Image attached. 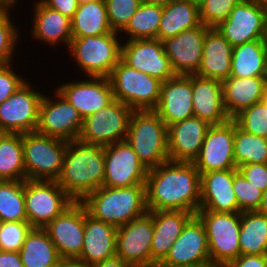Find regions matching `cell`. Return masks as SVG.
<instances>
[{
	"label": "cell",
	"instance_id": "39",
	"mask_svg": "<svg viewBox=\"0 0 267 267\" xmlns=\"http://www.w3.org/2000/svg\"><path fill=\"white\" fill-rule=\"evenodd\" d=\"M25 180L0 181V219L2 222L28 221L24 203Z\"/></svg>",
	"mask_w": 267,
	"mask_h": 267
},
{
	"label": "cell",
	"instance_id": "19",
	"mask_svg": "<svg viewBox=\"0 0 267 267\" xmlns=\"http://www.w3.org/2000/svg\"><path fill=\"white\" fill-rule=\"evenodd\" d=\"M121 60L129 67L162 82L176 76L165 54L163 42L158 39L123 41Z\"/></svg>",
	"mask_w": 267,
	"mask_h": 267
},
{
	"label": "cell",
	"instance_id": "61",
	"mask_svg": "<svg viewBox=\"0 0 267 267\" xmlns=\"http://www.w3.org/2000/svg\"><path fill=\"white\" fill-rule=\"evenodd\" d=\"M267 7V0H256Z\"/></svg>",
	"mask_w": 267,
	"mask_h": 267
},
{
	"label": "cell",
	"instance_id": "41",
	"mask_svg": "<svg viewBox=\"0 0 267 267\" xmlns=\"http://www.w3.org/2000/svg\"><path fill=\"white\" fill-rule=\"evenodd\" d=\"M233 119L245 132L267 137V108L261 101L242 110Z\"/></svg>",
	"mask_w": 267,
	"mask_h": 267
},
{
	"label": "cell",
	"instance_id": "6",
	"mask_svg": "<svg viewBox=\"0 0 267 267\" xmlns=\"http://www.w3.org/2000/svg\"><path fill=\"white\" fill-rule=\"evenodd\" d=\"M114 99L133 110H154L160 100L162 81L129 67L122 60L108 77Z\"/></svg>",
	"mask_w": 267,
	"mask_h": 267
},
{
	"label": "cell",
	"instance_id": "10",
	"mask_svg": "<svg viewBox=\"0 0 267 267\" xmlns=\"http://www.w3.org/2000/svg\"><path fill=\"white\" fill-rule=\"evenodd\" d=\"M133 109L119 100L83 119L79 141L107 146L126 140Z\"/></svg>",
	"mask_w": 267,
	"mask_h": 267
},
{
	"label": "cell",
	"instance_id": "60",
	"mask_svg": "<svg viewBox=\"0 0 267 267\" xmlns=\"http://www.w3.org/2000/svg\"><path fill=\"white\" fill-rule=\"evenodd\" d=\"M92 1H96V0H78V3L80 5V4L87 3V2H92Z\"/></svg>",
	"mask_w": 267,
	"mask_h": 267
},
{
	"label": "cell",
	"instance_id": "27",
	"mask_svg": "<svg viewBox=\"0 0 267 267\" xmlns=\"http://www.w3.org/2000/svg\"><path fill=\"white\" fill-rule=\"evenodd\" d=\"M116 234L115 226L94 219L85 208L84 242L77 259L93 266L116 256Z\"/></svg>",
	"mask_w": 267,
	"mask_h": 267
},
{
	"label": "cell",
	"instance_id": "51",
	"mask_svg": "<svg viewBox=\"0 0 267 267\" xmlns=\"http://www.w3.org/2000/svg\"><path fill=\"white\" fill-rule=\"evenodd\" d=\"M91 267H131L128 263H126L119 256H114L109 259H105L102 262H99Z\"/></svg>",
	"mask_w": 267,
	"mask_h": 267
},
{
	"label": "cell",
	"instance_id": "20",
	"mask_svg": "<svg viewBox=\"0 0 267 267\" xmlns=\"http://www.w3.org/2000/svg\"><path fill=\"white\" fill-rule=\"evenodd\" d=\"M56 90L71 103L83 119L115 100L108 77L87 76V80L62 83Z\"/></svg>",
	"mask_w": 267,
	"mask_h": 267
},
{
	"label": "cell",
	"instance_id": "3",
	"mask_svg": "<svg viewBox=\"0 0 267 267\" xmlns=\"http://www.w3.org/2000/svg\"><path fill=\"white\" fill-rule=\"evenodd\" d=\"M94 219L116 228L148 212L145 185L116 188L102 186L81 201Z\"/></svg>",
	"mask_w": 267,
	"mask_h": 267
},
{
	"label": "cell",
	"instance_id": "4",
	"mask_svg": "<svg viewBox=\"0 0 267 267\" xmlns=\"http://www.w3.org/2000/svg\"><path fill=\"white\" fill-rule=\"evenodd\" d=\"M167 125L154 110H134L126 141L147 170L169 160Z\"/></svg>",
	"mask_w": 267,
	"mask_h": 267
},
{
	"label": "cell",
	"instance_id": "1",
	"mask_svg": "<svg viewBox=\"0 0 267 267\" xmlns=\"http://www.w3.org/2000/svg\"><path fill=\"white\" fill-rule=\"evenodd\" d=\"M201 175L192 162L166 161L146 176L148 211L200 209Z\"/></svg>",
	"mask_w": 267,
	"mask_h": 267
},
{
	"label": "cell",
	"instance_id": "17",
	"mask_svg": "<svg viewBox=\"0 0 267 267\" xmlns=\"http://www.w3.org/2000/svg\"><path fill=\"white\" fill-rule=\"evenodd\" d=\"M153 217L145 215L117 228L116 255L131 267H151Z\"/></svg>",
	"mask_w": 267,
	"mask_h": 267
},
{
	"label": "cell",
	"instance_id": "22",
	"mask_svg": "<svg viewBox=\"0 0 267 267\" xmlns=\"http://www.w3.org/2000/svg\"><path fill=\"white\" fill-rule=\"evenodd\" d=\"M192 75H176L162 82L160 100L154 111L168 126L193 117Z\"/></svg>",
	"mask_w": 267,
	"mask_h": 267
},
{
	"label": "cell",
	"instance_id": "12",
	"mask_svg": "<svg viewBox=\"0 0 267 267\" xmlns=\"http://www.w3.org/2000/svg\"><path fill=\"white\" fill-rule=\"evenodd\" d=\"M54 98L44 94L40 103L36 132L66 142L76 141L83 125V118L71 103L57 90Z\"/></svg>",
	"mask_w": 267,
	"mask_h": 267
},
{
	"label": "cell",
	"instance_id": "43",
	"mask_svg": "<svg viewBox=\"0 0 267 267\" xmlns=\"http://www.w3.org/2000/svg\"><path fill=\"white\" fill-rule=\"evenodd\" d=\"M113 31L121 32L130 22L142 0H104Z\"/></svg>",
	"mask_w": 267,
	"mask_h": 267
},
{
	"label": "cell",
	"instance_id": "54",
	"mask_svg": "<svg viewBox=\"0 0 267 267\" xmlns=\"http://www.w3.org/2000/svg\"><path fill=\"white\" fill-rule=\"evenodd\" d=\"M18 1L17 0H0V5L3 7V8H10V9H13L14 7H16V3Z\"/></svg>",
	"mask_w": 267,
	"mask_h": 267
},
{
	"label": "cell",
	"instance_id": "37",
	"mask_svg": "<svg viewBox=\"0 0 267 267\" xmlns=\"http://www.w3.org/2000/svg\"><path fill=\"white\" fill-rule=\"evenodd\" d=\"M162 14L163 6L142 1L120 34H127L126 40L157 39Z\"/></svg>",
	"mask_w": 267,
	"mask_h": 267
},
{
	"label": "cell",
	"instance_id": "59",
	"mask_svg": "<svg viewBox=\"0 0 267 267\" xmlns=\"http://www.w3.org/2000/svg\"><path fill=\"white\" fill-rule=\"evenodd\" d=\"M261 102L265 105V107L267 108V86H266V92L265 95L263 97V99L261 100Z\"/></svg>",
	"mask_w": 267,
	"mask_h": 267
},
{
	"label": "cell",
	"instance_id": "35",
	"mask_svg": "<svg viewBox=\"0 0 267 267\" xmlns=\"http://www.w3.org/2000/svg\"><path fill=\"white\" fill-rule=\"evenodd\" d=\"M265 43L258 39L233 47L230 77L264 76Z\"/></svg>",
	"mask_w": 267,
	"mask_h": 267
},
{
	"label": "cell",
	"instance_id": "45",
	"mask_svg": "<svg viewBox=\"0 0 267 267\" xmlns=\"http://www.w3.org/2000/svg\"><path fill=\"white\" fill-rule=\"evenodd\" d=\"M242 0H205L199 7L200 21L205 26L216 27L226 20Z\"/></svg>",
	"mask_w": 267,
	"mask_h": 267
},
{
	"label": "cell",
	"instance_id": "26",
	"mask_svg": "<svg viewBox=\"0 0 267 267\" xmlns=\"http://www.w3.org/2000/svg\"><path fill=\"white\" fill-rule=\"evenodd\" d=\"M192 95L195 117L210 125L222 124L231 119L224 106L222 81L192 75Z\"/></svg>",
	"mask_w": 267,
	"mask_h": 267
},
{
	"label": "cell",
	"instance_id": "49",
	"mask_svg": "<svg viewBox=\"0 0 267 267\" xmlns=\"http://www.w3.org/2000/svg\"><path fill=\"white\" fill-rule=\"evenodd\" d=\"M49 8L72 19L79 6L78 0H41Z\"/></svg>",
	"mask_w": 267,
	"mask_h": 267
},
{
	"label": "cell",
	"instance_id": "33",
	"mask_svg": "<svg viewBox=\"0 0 267 267\" xmlns=\"http://www.w3.org/2000/svg\"><path fill=\"white\" fill-rule=\"evenodd\" d=\"M72 38L99 36L112 32L104 0L80 4L71 19Z\"/></svg>",
	"mask_w": 267,
	"mask_h": 267
},
{
	"label": "cell",
	"instance_id": "57",
	"mask_svg": "<svg viewBox=\"0 0 267 267\" xmlns=\"http://www.w3.org/2000/svg\"><path fill=\"white\" fill-rule=\"evenodd\" d=\"M264 69H265L264 77L267 80V44H265Z\"/></svg>",
	"mask_w": 267,
	"mask_h": 267
},
{
	"label": "cell",
	"instance_id": "2",
	"mask_svg": "<svg viewBox=\"0 0 267 267\" xmlns=\"http://www.w3.org/2000/svg\"><path fill=\"white\" fill-rule=\"evenodd\" d=\"M104 166V146L67 142L57 183L74 201H82L103 186Z\"/></svg>",
	"mask_w": 267,
	"mask_h": 267
},
{
	"label": "cell",
	"instance_id": "23",
	"mask_svg": "<svg viewBox=\"0 0 267 267\" xmlns=\"http://www.w3.org/2000/svg\"><path fill=\"white\" fill-rule=\"evenodd\" d=\"M210 124L199 117H190L167 126L170 161L193 162L198 156Z\"/></svg>",
	"mask_w": 267,
	"mask_h": 267
},
{
	"label": "cell",
	"instance_id": "36",
	"mask_svg": "<svg viewBox=\"0 0 267 267\" xmlns=\"http://www.w3.org/2000/svg\"><path fill=\"white\" fill-rule=\"evenodd\" d=\"M26 180L22 134L0 135V181Z\"/></svg>",
	"mask_w": 267,
	"mask_h": 267
},
{
	"label": "cell",
	"instance_id": "5",
	"mask_svg": "<svg viewBox=\"0 0 267 267\" xmlns=\"http://www.w3.org/2000/svg\"><path fill=\"white\" fill-rule=\"evenodd\" d=\"M119 35L120 32L112 31L99 36L72 38L68 51L86 77H109L121 60L122 38Z\"/></svg>",
	"mask_w": 267,
	"mask_h": 267
},
{
	"label": "cell",
	"instance_id": "30",
	"mask_svg": "<svg viewBox=\"0 0 267 267\" xmlns=\"http://www.w3.org/2000/svg\"><path fill=\"white\" fill-rule=\"evenodd\" d=\"M267 80L264 76L240 78L229 77L222 81L225 109L231 119L242 110L260 102L266 92Z\"/></svg>",
	"mask_w": 267,
	"mask_h": 267
},
{
	"label": "cell",
	"instance_id": "38",
	"mask_svg": "<svg viewBox=\"0 0 267 267\" xmlns=\"http://www.w3.org/2000/svg\"><path fill=\"white\" fill-rule=\"evenodd\" d=\"M234 159L237 168L243 164H267V140L241 129L234 120Z\"/></svg>",
	"mask_w": 267,
	"mask_h": 267
},
{
	"label": "cell",
	"instance_id": "52",
	"mask_svg": "<svg viewBox=\"0 0 267 267\" xmlns=\"http://www.w3.org/2000/svg\"><path fill=\"white\" fill-rule=\"evenodd\" d=\"M54 267H91L77 258L61 259Z\"/></svg>",
	"mask_w": 267,
	"mask_h": 267
},
{
	"label": "cell",
	"instance_id": "46",
	"mask_svg": "<svg viewBox=\"0 0 267 267\" xmlns=\"http://www.w3.org/2000/svg\"><path fill=\"white\" fill-rule=\"evenodd\" d=\"M12 66L13 63L0 65V104L27 81L24 77L21 78Z\"/></svg>",
	"mask_w": 267,
	"mask_h": 267
},
{
	"label": "cell",
	"instance_id": "55",
	"mask_svg": "<svg viewBox=\"0 0 267 267\" xmlns=\"http://www.w3.org/2000/svg\"><path fill=\"white\" fill-rule=\"evenodd\" d=\"M142 1L150 3V4H155V5H160V6L165 7L173 0H142Z\"/></svg>",
	"mask_w": 267,
	"mask_h": 267
},
{
	"label": "cell",
	"instance_id": "63",
	"mask_svg": "<svg viewBox=\"0 0 267 267\" xmlns=\"http://www.w3.org/2000/svg\"><path fill=\"white\" fill-rule=\"evenodd\" d=\"M4 8L0 5V12L3 10Z\"/></svg>",
	"mask_w": 267,
	"mask_h": 267
},
{
	"label": "cell",
	"instance_id": "18",
	"mask_svg": "<svg viewBox=\"0 0 267 267\" xmlns=\"http://www.w3.org/2000/svg\"><path fill=\"white\" fill-rule=\"evenodd\" d=\"M85 206L74 201L44 229L61 259L78 258L84 242Z\"/></svg>",
	"mask_w": 267,
	"mask_h": 267
},
{
	"label": "cell",
	"instance_id": "40",
	"mask_svg": "<svg viewBox=\"0 0 267 267\" xmlns=\"http://www.w3.org/2000/svg\"><path fill=\"white\" fill-rule=\"evenodd\" d=\"M10 10L13 11V9L4 8L0 12V65L14 63L13 56L20 42L19 27L13 21Z\"/></svg>",
	"mask_w": 267,
	"mask_h": 267
},
{
	"label": "cell",
	"instance_id": "29",
	"mask_svg": "<svg viewBox=\"0 0 267 267\" xmlns=\"http://www.w3.org/2000/svg\"><path fill=\"white\" fill-rule=\"evenodd\" d=\"M33 6L31 36L37 39L36 41H44L43 43H47L48 46L53 47L62 43L69 48L72 40L71 19L49 8L41 0L35 1Z\"/></svg>",
	"mask_w": 267,
	"mask_h": 267
},
{
	"label": "cell",
	"instance_id": "44",
	"mask_svg": "<svg viewBox=\"0 0 267 267\" xmlns=\"http://www.w3.org/2000/svg\"><path fill=\"white\" fill-rule=\"evenodd\" d=\"M32 228L28 221L1 222L0 251L19 252Z\"/></svg>",
	"mask_w": 267,
	"mask_h": 267
},
{
	"label": "cell",
	"instance_id": "25",
	"mask_svg": "<svg viewBox=\"0 0 267 267\" xmlns=\"http://www.w3.org/2000/svg\"><path fill=\"white\" fill-rule=\"evenodd\" d=\"M153 217V237L151 241V267L161 263L193 213L183 210L148 211Z\"/></svg>",
	"mask_w": 267,
	"mask_h": 267
},
{
	"label": "cell",
	"instance_id": "21",
	"mask_svg": "<svg viewBox=\"0 0 267 267\" xmlns=\"http://www.w3.org/2000/svg\"><path fill=\"white\" fill-rule=\"evenodd\" d=\"M209 26L184 30L162 41L164 51L176 75H195L202 60L203 42Z\"/></svg>",
	"mask_w": 267,
	"mask_h": 267
},
{
	"label": "cell",
	"instance_id": "42",
	"mask_svg": "<svg viewBox=\"0 0 267 267\" xmlns=\"http://www.w3.org/2000/svg\"><path fill=\"white\" fill-rule=\"evenodd\" d=\"M233 190L240 212L258 211L263 191L248 182L239 170L234 175Z\"/></svg>",
	"mask_w": 267,
	"mask_h": 267
},
{
	"label": "cell",
	"instance_id": "53",
	"mask_svg": "<svg viewBox=\"0 0 267 267\" xmlns=\"http://www.w3.org/2000/svg\"><path fill=\"white\" fill-rule=\"evenodd\" d=\"M258 212L267 216V189L263 192Z\"/></svg>",
	"mask_w": 267,
	"mask_h": 267
},
{
	"label": "cell",
	"instance_id": "15",
	"mask_svg": "<svg viewBox=\"0 0 267 267\" xmlns=\"http://www.w3.org/2000/svg\"><path fill=\"white\" fill-rule=\"evenodd\" d=\"M160 264L166 267H213L206 230L196 215L184 226L181 235Z\"/></svg>",
	"mask_w": 267,
	"mask_h": 267
},
{
	"label": "cell",
	"instance_id": "11",
	"mask_svg": "<svg viewBox=\"0 0 267 267\" xmlns=\"http://www.w3.org/2000/svg\"><path fill=\"white\" fill-rule=\"evenodd\" d=\"M26 81L0 104V131L24 134L35 132L38 126L40 103L44 92H39Z\"/></svg>",
	"mask_w": 267,
	"mask_h": 267
},
{
	"label": "cell",
	"instance_id": "8",
	"mask_svg": "<svg viewBox=\"0 0 267 267\" xmlns=\"http://www.w3.org/2000/svg\"><path fill=\"white\" fill-rule=\"evenodd\" d=\"M27 180L57 181L67 142L35 132L22 134Z\"/></svg>",
	"mask_w": 267,
	"mask_h": 267
},
{
	"label": "cell",
	"instance_id": "34",
	"mask_svg": "<svg viewBox=\"0 0 267 267\" xmlns=\"http://www.w3.org/2000/svg\"><path fill=\"white\" fill-rule=\"evenodd\" d=\"M240 255L267 254V216L258 211L241 212Z\"/></svg>",
	"mask_w": 267,
	"mask_h": 267
},
{
	"label": "cell",
	"instance_id": "47",
	"mask_svg": "<svg viewBox=\"0 0 267 267\" xmlns=\"http://www.w3.org/2000/svg\"><path fill=\"white\" fill-rule=\"evenodd\" d=\"M248 182L262 190L267 189V164L249 163L238 167Z\"/></svg>",
	"mask_w": 267,
	"mask_h": 267
},
{
	"label": "cell",
	"instance_id": "14",
	"mask_svg": "<svg viewBox=\"0 0 267 267\" xmlns=\"http://www.w3.org/2000/svg\"><path fill=\"white\" fill-rule=\"evenodd\" d=\"M105 187H130L145 185L148 170L126 141L104 146Z\"/></svg>",
	"mask_w": 267,
	"mask_h": 267
},
{
	"label": "cell",
	"instance_id": "32",
	"mask_svg": "<svg viewBox=\"0 0 267 267\" xmlns=\"http://www.w3.org/2000/svg\"><path fill=\"white\" fill-rule=\"evenodd\" d=\"M24 267H54L60 256L44 228H32L19 251Z\"/></svg>",
	"mask_w": 267,
	"mask_h": 267
},
{
	"label": "cell",
	"instance_id": "9",
	"mask_svg": "<svg viewBox=\"0 0 267 267\" xmlns=\"http://www.w3.org/2000/svg\"><path fill=\"white\" fill-rule=\"evenodd\" d=\"M73 202L57 181L25 180L26 216L33 228L46 227Z\"/></svg>",
	"mask_w": 267,
	"mask_h": 267
},
{
	"label": "cell",
	"instance_id": "31",
	"mask_svg": "<svg viewBox=\"0 0 267 267\" xmlns=\"http://www.w3.org/2000/svg\"><path fill=\"white\" fill-rule=\"evenodd\" d=\"M200 24L198 6L186 0H173L163 7L157 39L164 41Z\"/></svg>",
	"mask_w": 267,
	"mask_h": 267
},
{
	"label": "cell",
	"instance_id": "62",
	"mask_svg": "<svg viewBox=\"0 0 267 267\" xmlns=\"http://www.w3.org/2000/svg\"><path fill=\"white\" fill-rule=\"evenodd\" d=\"M152 267H166V266H163V265H161V264L159 263V264H154Z\"/></svg>",
	"mask_w": 267,
	"mask_h": 267
},
{
	"label": "cell",
	"instance_id": "58",
	"mask_svg": "<svg viewBox=\"0 0 267 267\" xmlns=\"http://www.w3.org/2000/svg\"><path fill=\"white\" fill-rule=\"evenodd\" d=\"M188 2H191L192 4H195L196 6L200 7L201 4L205 1V0H186Z\"/></svg>",
	"mask_w": 267,
	"mask_h": 267
},
{
	"label": "cell",
	"instance_id": "50",
	"mask_svg": "<svg viewBox=\"0 0 267 267\" xmlns=\"http://www.w3.org/2000/svg\"><path fill=\"white\" fill-rule=\"evenodd\" d=\"M0 267H24L19 252L0 251Z\"/></svg>",
	"mask_w": 267,
	"mask_h": 267
},
{
	"label": "cell",
	"instance_id": "28",
	"mask_svg": "<svg viewBox=\"0 0 267 267\" xmlns=\"http://www.w3.org/2000/svg\"><path fill=\"white\" fill-rule=\"evenodd\" d=\"M233 46L215 28L210 27L205 35L202 60L195 75L223 81L230 77Z\"/></svg>",
	"mask_w": 267,
	"mask_h": 267
},
{
	"label": "cell",
	"instance_id": "13",
	"mask_svg": "<svg viewBox=\"0 0 267 267\" xmlns=\"http://www.w3.org/2000/svg\"><path fill=\"white\" fill-rule=\"evenodd\" d=\"M192 163L200 175L238 169L234 159V119L209 126L200 152Z\"/></svg>",
	"mask_w": 267,
	"mask_h": 267
},
{
	"label": "cell",
	"instance_id": "16",
	"mask_svg": "<svg viewBox=\"0 0 267 267\" xmlns=\"http://www.w3.org/2000/svg\"><path fill=\"white\" fill-rule=\"evenodd\" d=\"M267 7L256 0H242L215 28L233 46L263 38Z\"/></svg>",
	"mask_w": 267,
	"mask_h": 267
},
{
	"label": "cell",
	"instance_id": "48",
	"mask_svg": "<svg viewBox=\"0 0 267 267\" xmlns=\"http://www.w3.org/2000/svg\"><path fill=\"white\" fill-rule=\"evenodd\" d=\"M224 267H267V254L239 255Z\"/></svg>",
	"mask_w": 267,
	"mask_h": 267
},
{
	"label": "cell",
	"instance_id": "7",
	"mask_svg": "<svg viewBox=\"0 0 267 267\" xmlns=\"http://www.w3.org/2000/svg\"><path fill=\"white\" fill-rule=\"evenodd\" d=\"M195 215L205 227L213 267H224L240 255L241 212L197 211Z\"/></svg>",
	"mask_w": 267,
	"mask_h": 267
},
{
	"label": "cell",
	"instance_id": "24",
	"mask_svg": "<svg viewBox=\"0 0 267 267\" xmlns=\"http://www.w3.org/2000/svg\"><path fill=\"white\" fill-rule=\"evenodd\" d=\"M237 171L238 169H228L201 174L198 211L240 212L233 190V179Z\"/></svg>",
	"mask_w": 267,
	"mask_h": 267
},
{
	"label": "cell",
	"instance_id": "56",
	"mask_svg": "<svg viewBox=\"0 0 267 267\" xmlns=\"http://www.w3.org/2000/svg\"><path fill=\"white\" fill-rule=\"evenodd\" d=\"M262 40L265 44H267V12H266L265 21H264V33H263Z\"/></svg>",
	"mask_w": 267,
	"mask_h": 267
}]
</instances>
